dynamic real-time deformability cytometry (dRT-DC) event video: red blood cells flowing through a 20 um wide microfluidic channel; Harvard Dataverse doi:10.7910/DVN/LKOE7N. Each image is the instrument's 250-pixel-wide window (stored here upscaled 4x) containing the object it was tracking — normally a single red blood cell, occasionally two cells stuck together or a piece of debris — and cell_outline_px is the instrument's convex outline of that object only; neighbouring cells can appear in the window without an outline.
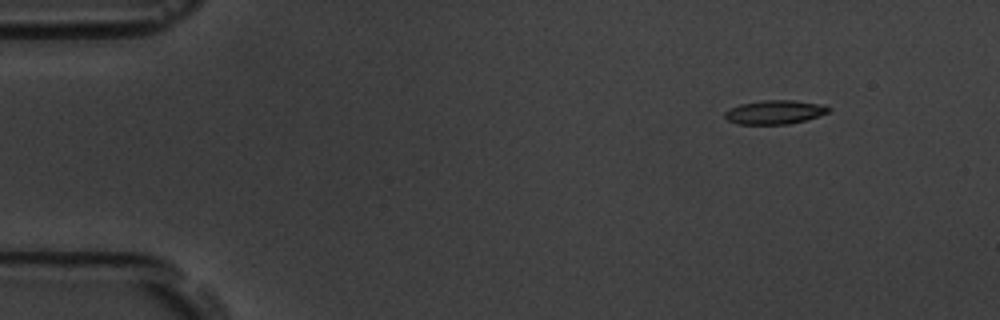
{"species": "common noctule bat (a hibernating species)", "species_latin": "Nyctalus noctula", "temperature_condition": "room temperature", "stored_images_in_passage": 7, "segment_of_instrument_passage": [2, 2], "camera_frame_rate_fps": 3000, "um_per_image_px": 0.085, "animal": {"sex": "male", "body_mass_g": 19.5, "forearm_length_mm": 54.6}, "frame": {"image": 1, "passage_image": 7, "time_ms": 8.0, "image_size_px": [1000, 320], "cell_outline_px": [[832, 108], [828, 112], [820, 116], [788, 124], [736, 124], [728, 120], [724, 116], [724, 112], [740, 104], [764, 100], [796, 100], [824, 104]], "centroid_in_image_um": [65.89, 9.52], "position_along_channel_um": 19.1, "area_um2": 14.51}}